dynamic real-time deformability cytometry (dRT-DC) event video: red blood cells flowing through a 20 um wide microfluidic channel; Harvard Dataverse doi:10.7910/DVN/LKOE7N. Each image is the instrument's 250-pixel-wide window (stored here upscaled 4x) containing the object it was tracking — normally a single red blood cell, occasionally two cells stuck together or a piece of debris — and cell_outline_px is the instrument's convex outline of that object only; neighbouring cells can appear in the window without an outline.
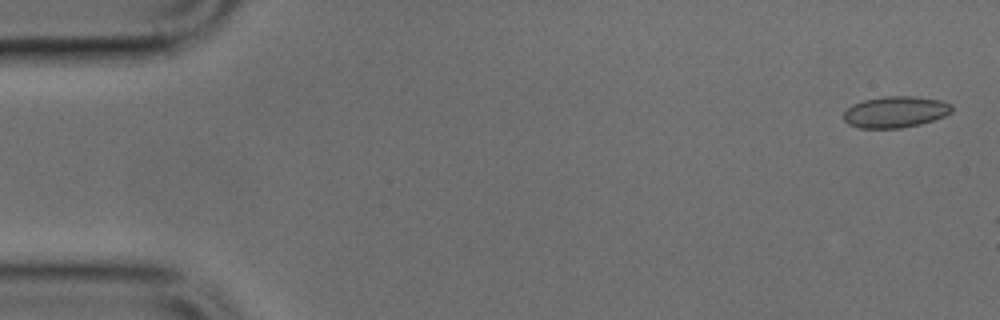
{"species": "common noctule bat (a hibernating species)", "species_latin": "Nyctalus noctula", "temperature_condition": "cold", "stored_images_in_passage": 3, "camera_frame_rate_fps": 3000, "um_per_image_px": 0.085, "animal": {"sex": "male", "body_mass_g": 17.9, "forearm_length_mm": 54.2}, "frame": {"image": 1, "passage_image": 1, "time_ms": 0.0, "image_size_px": [1000, 320], "cell_outline_px": [[952, 112], [944, 116], [920, 124], [900, 128], [860, 128], [848, 124], [844, 120], [844, 112], [852, 104], [864, 100], [880, 96], [912, 96], [940, 100], [952, 104]], "centroid_in_image_um": [76.1, 9.51], "position_along_channel_um": 8.9, "area_um2": 19.77}}